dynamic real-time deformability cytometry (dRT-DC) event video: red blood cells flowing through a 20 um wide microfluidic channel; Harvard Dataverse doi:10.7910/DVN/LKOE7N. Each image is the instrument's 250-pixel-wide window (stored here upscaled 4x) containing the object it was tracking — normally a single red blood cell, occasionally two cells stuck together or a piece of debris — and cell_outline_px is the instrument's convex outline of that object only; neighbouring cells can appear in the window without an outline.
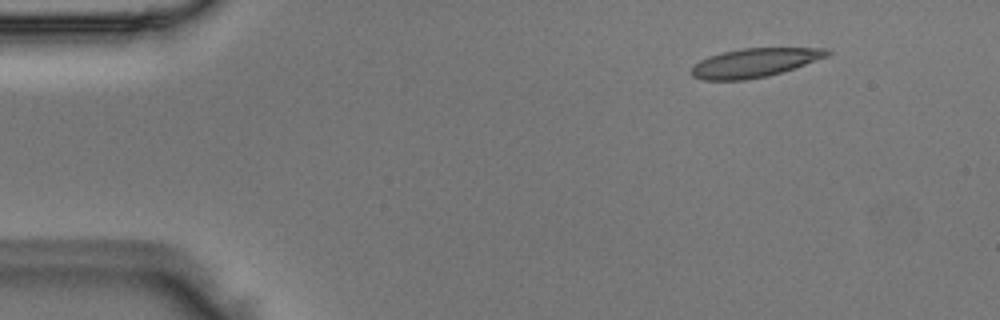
{"species": "Egyptian fruit bat (a non-hibernating species)", "species_latin": "Rousettus aegyptiacus", "temperature_condition": "room temperature", "stored_images_in_passage": 5, "camera_frame_rate_fps": 3000, "um_per_image_px": 0.085, "animal": {"sex": "male"}, "frame": {"image": 1, "passage_image": 1, "time_ms": 0.0, "image_size_px": [1000, 320], "cell_outline_px": [[832, 52], [828, 56], [768, 76], [744, 80], [704, 80], [692, 76], [692, 68], [700, 60], [708, 56], [724, 52], [744, 48], [828, 48]], "centroid_in_image_um": [64.13, 5.33], "position_along_channel_um": 20.9, "area_um2": 22.48}}
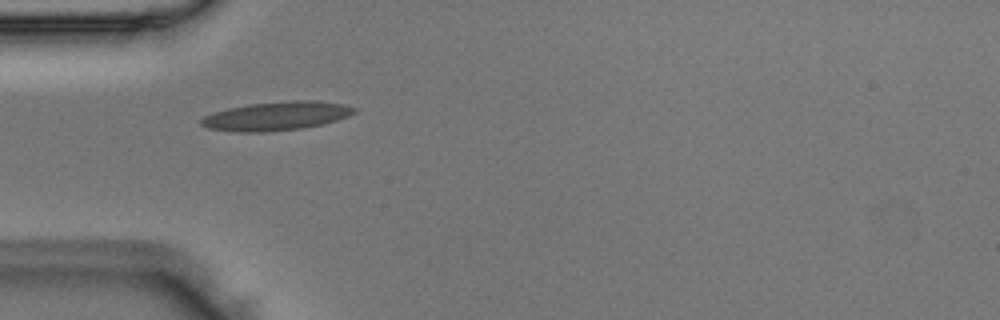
{"frame": {"image": 2, "passage_image": 3, "time_ms": 0.667, "image_size_px": [1000, 320], "cell_outline_px": [[356, 112], [348, 116], [324, 124], [300, 128], [264, 132], [232, 132], [208, 128], [200, 124], [200, 120], [204, 116], [228, 108], [248, 104], [296, 100], [316, 100], [340, 104], [356, 108]], "centroid_in_image_um": [23.48, 9.86], "position_along_channel_um": 61.5, "area_um2": 25.49}}